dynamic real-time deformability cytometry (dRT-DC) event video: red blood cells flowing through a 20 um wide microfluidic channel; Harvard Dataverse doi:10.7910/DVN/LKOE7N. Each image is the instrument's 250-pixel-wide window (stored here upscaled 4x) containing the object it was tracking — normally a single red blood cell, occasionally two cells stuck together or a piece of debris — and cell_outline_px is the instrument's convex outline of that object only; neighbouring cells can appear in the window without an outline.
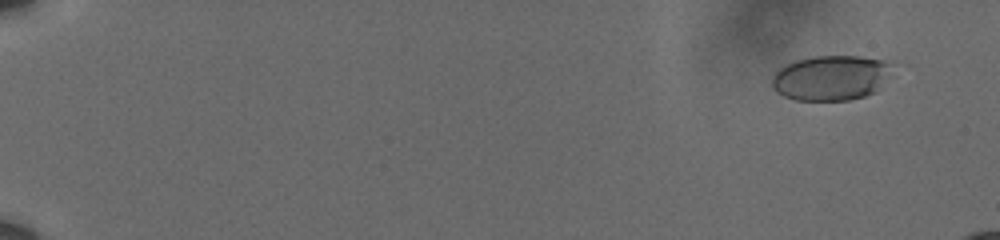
{"species": "human", "species_latin": "Homo sapiens", "temperature_condition": "cold", "stored_images_in_passage": 61, "camera_frame_rate_fps": 3000, "um_per_image_px": 0.085, "donor": {"sex": "male"}, "frame": {"image": 1, "passage_image": 5, "time_ms": 1.333, "image_size_px": [1000, 240], "cell_outline_px": [[888, 72], [876, 92], [852, 100], [796, 100], [784, 96], [776, 92], [772, 84], [772, 80], [776, 72], [780, 68], [796, 60], [816, 56], [860, 56], [884, 60], [888, 64]], "centroid_in_image_um": [70.58, 6.62], "position_along_channel_um": 14.4, "area_um2": 31.04}}
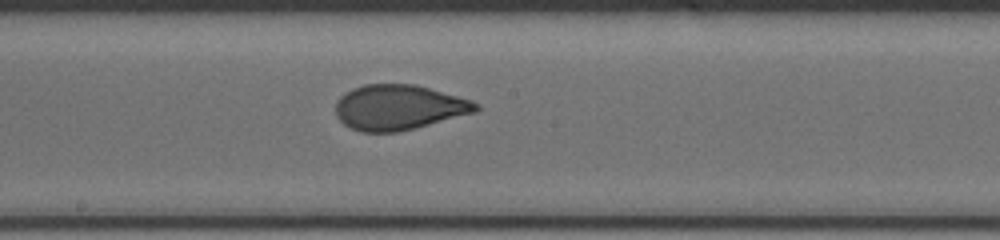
{"frame": {"image": 2, "passage_image": 37, "time_ms": 12.0, "image_size_px": [1000, 240], "cell_outline_px": [[480, 108], [476, 112], [416, 128], [396, 132], [360, 132], [344, 124], [336, 116], [336, 100], [340, 96], [352, 88], [364, 84], [412, 84], [428, 88], [472, 100], [480, 104]], "centroid_in_image_um": [33.89, 9.13], "position_along_channel_um": 214.3, "area_um2": 36.93}}
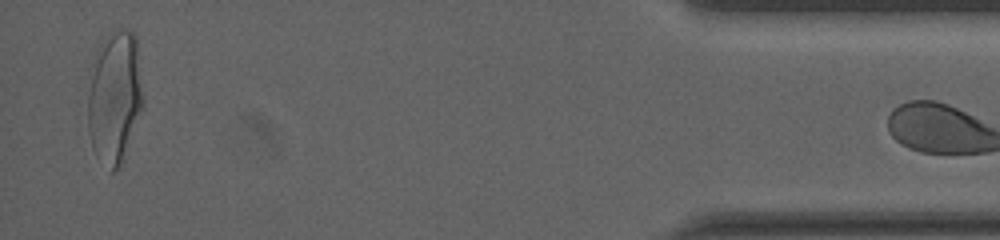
{"frame": {"image": 3, "passage_image": 60, "time_ms": 19.667, "image_size_px": [1000, 240], "cell_outline_px": [[144, 104], [124, 160], [120, 168], [112, 172], [92, 148], [88, 128], [88, 68], [96, 48], [104, 36], [112, 28], [124, 28], [132, 32], [136, 36], [144, 100]], "centroid_in_image_um": [9.73, 8.17], "position_along_channel_um": 425.5, "area_um2": 44.04}}